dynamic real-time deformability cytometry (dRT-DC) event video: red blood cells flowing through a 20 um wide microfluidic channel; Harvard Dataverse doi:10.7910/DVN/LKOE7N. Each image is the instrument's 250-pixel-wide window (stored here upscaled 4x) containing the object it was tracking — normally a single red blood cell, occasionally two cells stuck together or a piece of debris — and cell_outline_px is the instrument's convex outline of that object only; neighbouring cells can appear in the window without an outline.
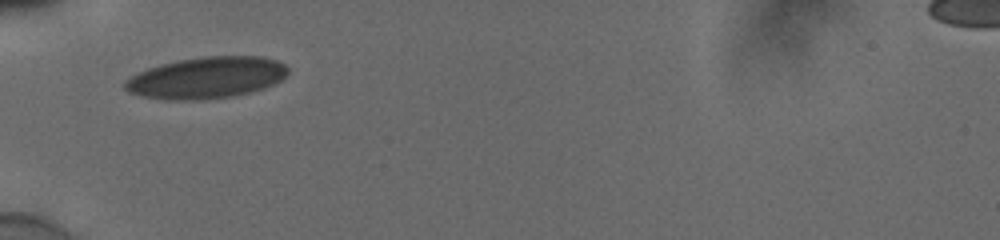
{"species": "human", "species_latin": "Homo sapiens", "temperature_condition": "cold", "stored_images_in_passage": 28, "camera_frame_rate_fps": 3000, "um_per_image_px": 0.085, "donor": {"sex": "male"}, "frame": {"image": 1, "passage_image": 1, "time_ms": 0.0, "image_size_px": [1000, 240], "cell_outline_px": [[288, 72], [280, 80], [264, 88], [232, 96], [200, 100], [168, 100], [144, 96], [128, 92], [124, 88], [124, 80], [136, 72], [160, 64], [176, 60], [204, 56], [264, 56], [276, 60], [284, 64], [288, 68]], "centroid_in_image_um": [17.51, 6.59], "position_along_channel_um": 67.5, "area_um2": 39.54}}
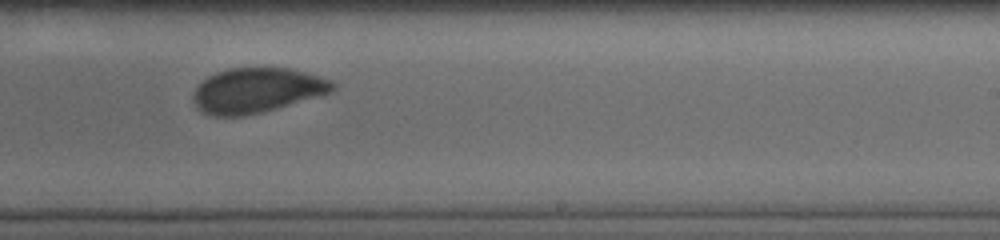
{"frame": {"image": 2, "passage_image": 17, "time_ms": 5.333, "image_size_px": [1000, 240], "cell_outline_px": [[336, 88], [332, 92], [320, 96], [276, 108], [260, 112], [240, 116], [216, 116], [204, 112], [196, 108], [192, 100], [192, 96], [196, 88], [208, 76], [216, 72], [228, 68], [288, 68], [320, 76], [332, 80], [336, 84]], "centroid_in_image_um": [21.85, 7.67], "position_along_channel_um": 267.2, "area_um2": 36.36}}
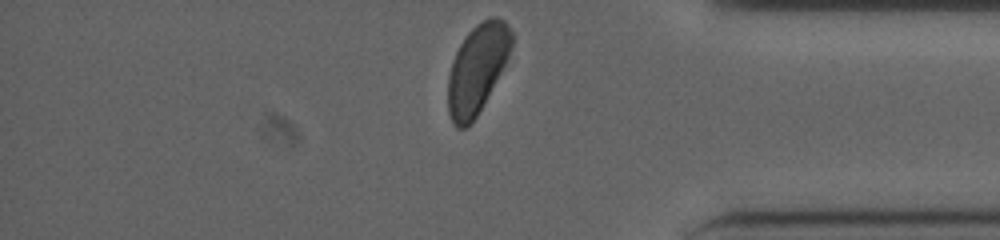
{"frame": {"image": 3, "passage_image": 28, "time_ms": 9.0, "image_size_px": [1000, 240], "cell_outline_px": [[512, 44], [508, 56], [500, 72], [476, 116], [464, 128], [456, 128], [448, 112], [448, 76], [456, 52], [464, 36], [476, 24], [492, 16], [496, 16], [504, 20], [508, 24], [512, 32]], "centroid_in_image_um": [40.55, 5.8], "position_along_channel_um": 394.7, "area_um2": 32.25}, "authors_computed_cell_mechanics": {"area_um2": 37.2232, "velocity_mm_per_s": 3.8315, "shape_relaxation_time_tau1_ms": 7.3319, "shape_relaxation_time_tau2_ms": 0.7501, "deformation_change_tau1": 0.137, "deformation_change_tau2": 0.0497}}